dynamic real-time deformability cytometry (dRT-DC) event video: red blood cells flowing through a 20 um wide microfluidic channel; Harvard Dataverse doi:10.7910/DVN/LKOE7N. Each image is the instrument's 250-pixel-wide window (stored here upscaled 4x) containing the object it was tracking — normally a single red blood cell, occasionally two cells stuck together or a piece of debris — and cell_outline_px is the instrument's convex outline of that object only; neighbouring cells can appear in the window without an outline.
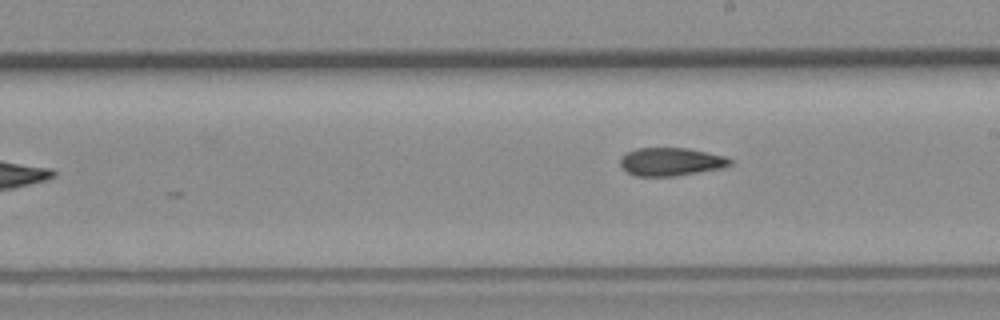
{"species": "common noctule bat (a hibernating species)", "species_latin": "Nyctalus noctula", "temperature_condition": "room temperature", "stored_images_in_passage": 9, "camera_frame_rate_fps": 3000, "um_per_image_px": 0.085, "animal": {"sex": "female", "body_mass_g": 19.3, "forearm_length_mm": 54.1}, "frame": {"image": 1, "passage_image": 9, "time_ms": 10.667, "image_size_px": [1000, 320], "cell_outline_px": [[732, 164], [724, 168], [676, 176], [636, 176], [628, 172], [620, 164], [620, 160], [628, 152], [636, 148], [688, 148], [724, 156], [732, 160]], "centroid_in_image_um": [57.07, 13.75], "position_along_channel_um": 231.9, "area_um2": 17.92}}